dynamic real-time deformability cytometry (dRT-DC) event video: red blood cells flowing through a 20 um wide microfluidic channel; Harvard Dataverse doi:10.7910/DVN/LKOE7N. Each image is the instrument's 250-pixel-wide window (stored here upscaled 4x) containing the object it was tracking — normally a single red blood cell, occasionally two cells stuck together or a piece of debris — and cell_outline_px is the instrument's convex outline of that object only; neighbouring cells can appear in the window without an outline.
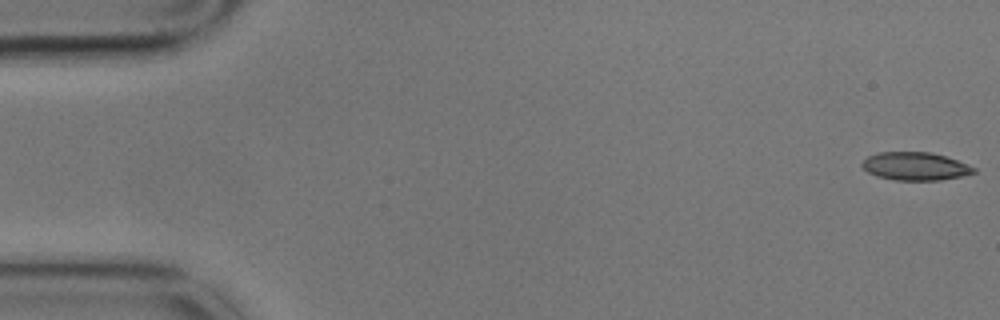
{"species": "common noctule bat (a hibernating species)", "species_latin": "Nyctalus noctula", "temperature_condition": "cold", "stored_images_in_passage": 4, "camera_frame_rate_fps": 3000, "um_per_image_px": 0.085, "animal": {"sex": "male", "body_mass_g": 17.9}, "frame": {"image": 1, "passage_image": 1, "time_ms": 0.0, "image_size_px": [1000, 320], "cell_outline_px": [[976, 172], [960, 176], [940, 180], [896, 180], [876, 176], [868, 172], [860, 164], [868, 156], [880, 152], [928, 152], [944, 156], [956, 160], [976, 168]], "centroid_in_image_um": [77.77, 14.13], "position_along_channel_um": 7.2, "area_um2": 18.03}}
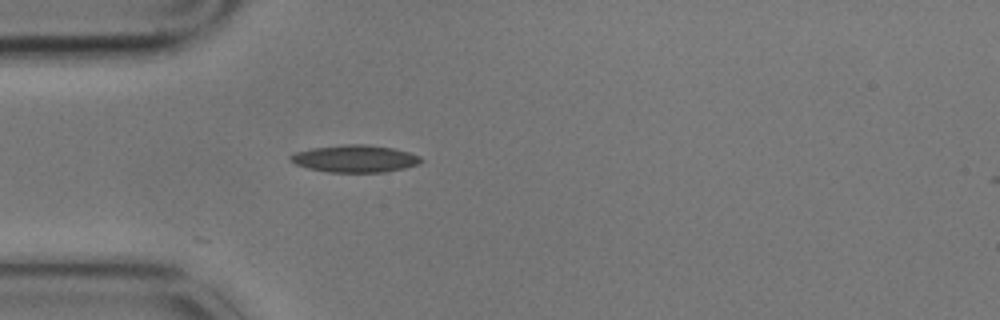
{"frame": {"image": 2, "passage_image": 4, "time_ms": 1.0, "image_size_px": [1000, 320], "cell_outline_px": [[424, 160], [420, 164], [404, 168], [384, 172], [328, 172], [308, 168], [296, 164], [288, 160], [288, 156], [296, 152], [312, 148], [344, 144], [364, 144], [392, 148], [408, 152], [420, 156]], "centroid_in_image_um": [30.17, 13.49], "position_along_channel_um": 54.8, "area_um2": 20.75}}